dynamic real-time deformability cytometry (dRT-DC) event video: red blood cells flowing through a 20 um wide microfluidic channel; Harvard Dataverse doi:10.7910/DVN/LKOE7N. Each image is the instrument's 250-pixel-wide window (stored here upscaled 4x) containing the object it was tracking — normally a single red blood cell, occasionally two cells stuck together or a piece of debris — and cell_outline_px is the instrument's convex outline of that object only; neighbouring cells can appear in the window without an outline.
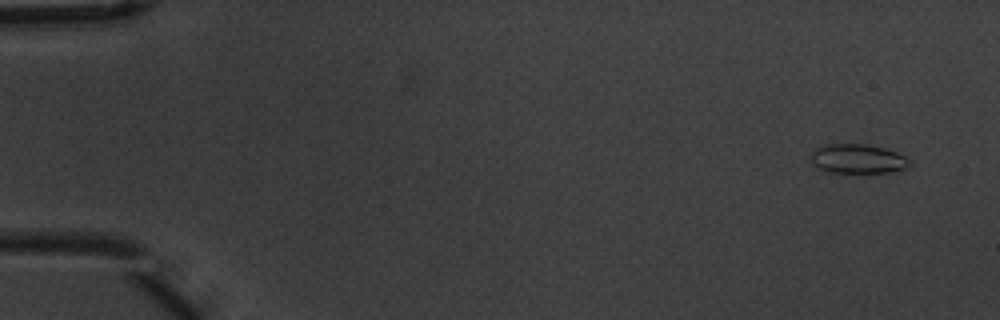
{"species": "common noctule bat (a hibernating species)", "species_latin": "Nyctalus noctula", "temperature_condition": "warm", "stored_images_in_passage": 4, "segment_of_instrument_passage": [1, 2], "camera_frame_rate_fps": 3000, "um_per_image_px": 0.085, "animal": {"sex": "male", "body_mass_g": 20.1, "forearm_length_mm": 53.5}, "frame": {"image": 1, "passage_image": 1, "time_ms": 0.0, "image_size_px": [1000, 320], "cell_outline_px": [[912, 160], [908, 168], [888, 172], [828, 172], [816, 168], [812, 160], [812, 152], [816, 148], [824, 144], [868, 144], [884, 148], [896, 152]], "centroid_in_image_um": [72.92, 13.49], "position_along_channel_um": 12.1, "area_um2": 16.88}}